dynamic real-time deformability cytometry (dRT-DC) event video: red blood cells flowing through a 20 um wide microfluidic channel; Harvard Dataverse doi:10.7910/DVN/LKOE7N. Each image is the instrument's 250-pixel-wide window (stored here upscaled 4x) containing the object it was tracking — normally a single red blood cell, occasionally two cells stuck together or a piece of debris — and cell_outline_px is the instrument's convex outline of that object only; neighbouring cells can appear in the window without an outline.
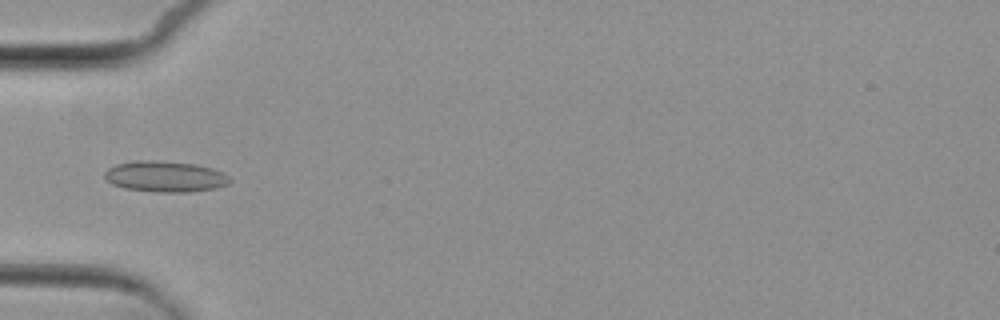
{"species": "common noctule bat (a hibernating species)", "species_latin": "Nyctalus noctula", "temperature_condition": "cold", "stored_images_in_passage": 5, "camera_frame_rate_fps": 3000, "um_per_image_px": 0.085, "animal": {"sex": "female", "body_mass_g": 29.2, "forearm_length_mm": 56.3}, "frame": {"image": 1, "passage_image": 5, "time_ms": 5.667, "image_size_px": [1000, 320], "cell_outline_px": [[232, 180], [228, 184], [216, 188], [188, 192], [156, 192], [124, 188], [112, 184], [104, 176], [104, 172], [108, 168], [116, 164], [132, 160], [152, 160], [196, 164], [212, 168], [228, 176]], "centroid_in_image_um": [14.02, 15.0], "position_along_channel_um": 71.0, "area_um2": 22.6}}